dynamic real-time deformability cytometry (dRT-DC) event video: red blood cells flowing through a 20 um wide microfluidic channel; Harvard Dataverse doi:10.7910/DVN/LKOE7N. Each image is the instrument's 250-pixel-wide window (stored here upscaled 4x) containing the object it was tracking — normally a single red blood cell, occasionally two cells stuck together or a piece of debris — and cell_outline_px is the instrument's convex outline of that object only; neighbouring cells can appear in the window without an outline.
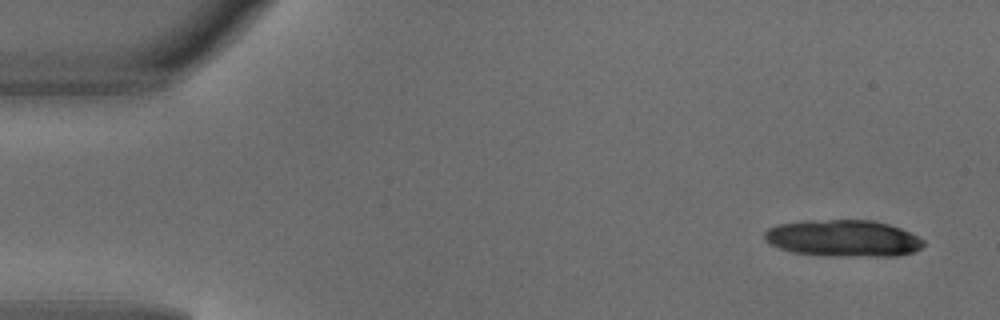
{"species": "common noctule bat (a hibernating species)", "species_latin": "Nyctalus noctula", "temperature_condition": "warm", "stored_images_in_passage": 3, "camera_frame_rate_fps": 3000, "um_per_image_px": 0.085, "animal": {"sex": "male", "body_mass_g": 18.8}, "frame": {"image": 1, "passage_image": 1, "time_ms": 0.0, "image_size_px": [1000, 320], "cell_outline_px": [[924, 244], [920, 248], [912, 252], [896, 256], [824, 256], [792, 252], [768, 244], [764, 240], [764, 232], [768, 228], [780, 224], [800, 220], [872, 220], [888, 224], [912, 232], [924, 240]], "centroid_in_image_um": [71.65, 20.25], "position_along_channel_um": 13.4, "area_um2": 34.39}}